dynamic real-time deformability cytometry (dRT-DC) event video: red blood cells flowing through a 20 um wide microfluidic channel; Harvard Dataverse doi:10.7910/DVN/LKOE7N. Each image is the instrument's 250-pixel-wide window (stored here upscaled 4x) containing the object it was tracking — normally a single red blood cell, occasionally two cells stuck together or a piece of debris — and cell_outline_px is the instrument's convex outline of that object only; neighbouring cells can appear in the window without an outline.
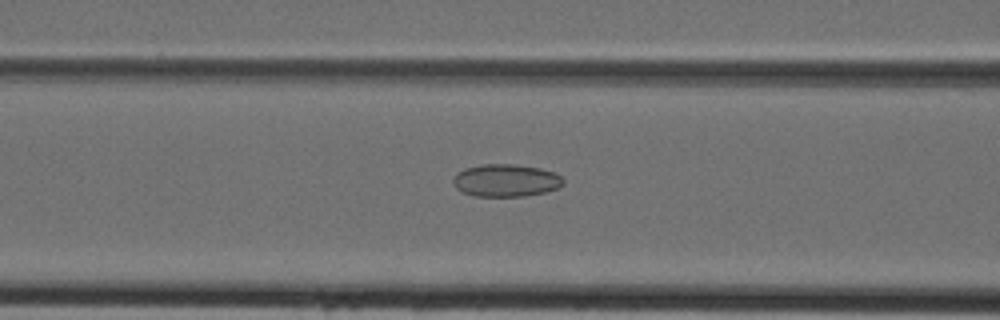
{"species": "Egyptian fruit bat (a non-hibernating species)", "species_latin": "Rousettus aegyptiacus", "temperature_condition": "cold", "stored_images_in_passage": 42, "camera_frame_rate_fps": 3000, "um_per_image_px": 0.085, "animal": {"sex": "female"}, "frame": {"image": 1, "passage_image": 16, "time_ms": 5.0, "image_size_px": [1000, 320], "cell_outline_px": [[564, 184], [556, 188], [544, 192], [524, 196], [472, 196], [460, 192], [456, 188], [452, 180], [456, 172], [464, 168], [480, 164], [516, 164], [540, 168], [552, 172], [560, 176], [564, 180]], "centroid_in_image_um": [42.94, 15.33], "position_along_channel_um": 123.7, "area_um2": 21.04}}
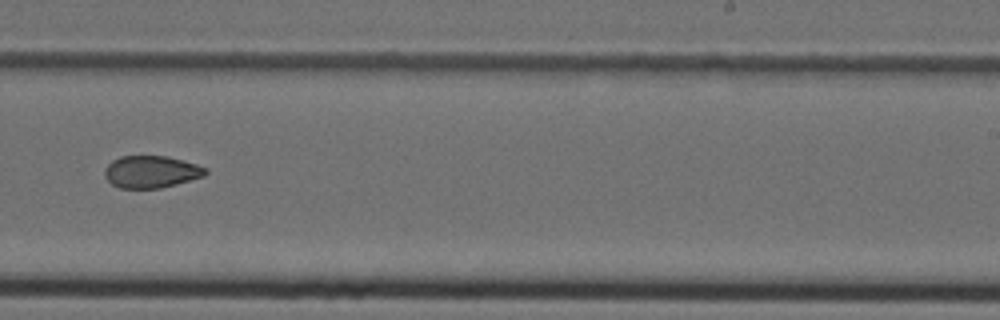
{"frame": {"image": 2, "passage_image": 26, "time_ms": 8.333, "image_size_px": [1000, 320], "cell_outline_px": [[208, 172], [204, 176], [176, 184], [160, 188], [120, 188], [112, 184], [104, 176], [104, 168], [112, 160], [120, 156], [168, 156], [196, 164], [208, 168]], "centroid_in_image_um": [12.84, 14.59], "position_along_channel_um": 276.2, "area_um2": 18.96}}
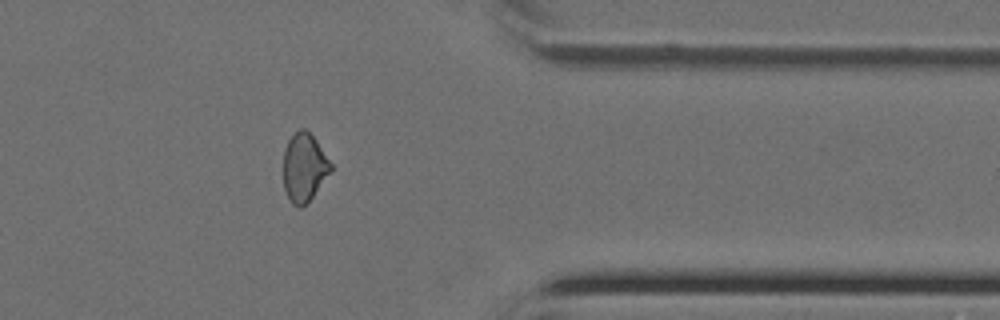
{"frame": {"image": 3, "passage_image": 34, "time_ms": 11.0, "image_size_px": [1000, 320], "cell_outline_px": [[332, 172], [312, 196], [300, 208], [292, 204], [284, 188], [284, 148], [288, 140], [300, 128], [304, 128], [316, 140], [332, 164]], "centroid_in_image_um": [25.86, 14.22], "position_along_channel_um": 385.5, "area_um2": 18.67}}